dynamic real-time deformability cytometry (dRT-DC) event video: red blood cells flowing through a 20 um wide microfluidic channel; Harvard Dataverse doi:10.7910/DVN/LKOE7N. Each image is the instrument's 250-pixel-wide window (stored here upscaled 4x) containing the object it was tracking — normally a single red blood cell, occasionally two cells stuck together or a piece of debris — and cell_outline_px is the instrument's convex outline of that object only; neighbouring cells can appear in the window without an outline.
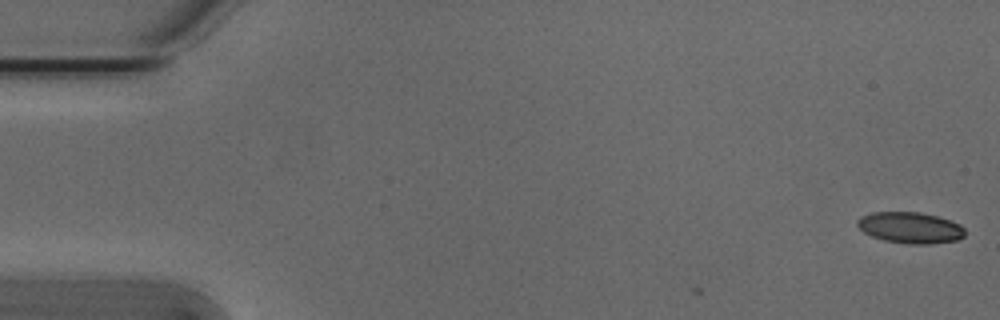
{"species": "Egyptian fruit bat (a non-hibernating species)", "species_latin": "Rousettus aegyptiacus", "temperature_condition": "cold", "stored_images_in_passage": 11, "camera_frame_rate_fps": 3000, "um_per_image_px": 0.085, "animal": {"sex": "male"}, "frame": {"image": 1, "passage_image": 1, "time_ms": 0.0, "image_size_px": [1000, 320], "cell_outline_px": [[964, 236], [960, 240], [928, 244], [908, 244], [884, 240], [872, 236], [864, 232], [856, 224], [856, 220], [860, 216], [872, 212], [920, 212], [936, 216], [960, 224], [964, 228]], "centroid_in_image_um": [77.36, 19.35], "position_along_channel_um": 7.6, "area_um2": 19.59}}